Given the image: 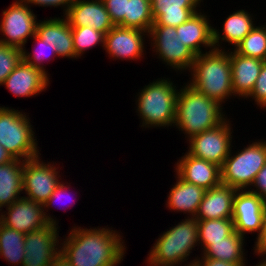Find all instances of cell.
<instances>
[{"instance_id": "603a6c76", "label": "cell", "mask_w": 266, "mask_h": 266, "mask_svg": "<svg viewBox=\"0 0 266 266\" xmlns=\"http://www.w3.org/2000/svg\"><path fill=\"white\" fill-rule=\"evenodd\" d=\"M230 50V63L232 68V90L238 99L246 98L255 85L262 65L265 61L242 56L233 49Z\"/></svg>"}, {"instance_id": "30bf717a", "label": "cell", "mask_w": 266, "mask_h": 266, "mask_svg": "<svg viewBox=\"0 0 266 266\" xmlns=\"http://www.w3.org/2000/svg\"><path fill=\"white\" fill-rule=\"evenodd\" d=\"M40 157L23 163V196L43 205L61 182V176L58 164L45 163Z\"/></svg>"}, {"instance_id": "44dd1931", "label": "cell", "mask_w": 266, "mask_h": 266, "mask_svg": "<svg viewBox=\"0 0 266 266\" xmlns=\"http://www.w3.org/2000/svg\"><path fill=\"white\" fill-rule=\"evenodd\" d=\"M153 25L178 27L199 11L203 0H150ZM198 8V9H197ZM197 9V10H196Z\"/></svg>"}, {"instance_id": "9a60e30c", "label": "cell", "mask_w": 266, "mask_h": 266, "mask_svg": "<svg viewBox=\"0 0 266 266\" xmlns=\"http://www.w3.org/2000/svg\"><path fill=\"white\" fill-rule=\"evenodd\" d=\"M0 211V222L23 234L44 228L49 223L44 214L43 205L21 197ZM3 211V212H2Z\"/></svg>"}, {"instance_id": "f1b7e54d", "label": "cell", "mask_w": 266, "mask_h": 266, "mask_svg": "<svg viewBox=\"0 0 266 266\" xmlns=\"http://www.w3.org/2000/svg\"><path fill=\"white\" fill-rule=\"evenodd\" d=\"M234 229L232 219L198 220V241L203 252L212 242L223 241Z\"/></svg>"}, {"instance_id": "8fae6325", "label": "cell", "mask_w": 266, "mask_h": 266, "mask_svg": "<svg viewBox=\"0 0 266 266\" xmlns=\"http://www.w3.org/2000/svg\"><path fill=\"white\" fill-rule=\"evenodd\" d=\"M229 120L227 117L218 126L189 138L187 152L221 167L233 147V129Z\"/></svg>"}, {"instance_id": "277c9868", "label": "cell", "mask_w": 266, "mask_h": 266, "mask_svg": "<svg viewBox=\"0 0 266 266\" xmlns=\"http://www.w3.org/2000/svg\"><path fill=\"white\" fill-rule=\"evenodd\" d=\"M178 88L170 78H158L145 85L136 96L137 115L145 128L174 127ZM138 96V97H137Z\"/></svg>"}, {"instance_id": "f6af8a7d", "label": "cell", "mask_w": 266, "mask_h": 266, "mask_svg": "<svg viewBox=\"0 0 266 266\" xmlns=\"http://www.w3.org/2000/svg\"><path fill=\"white\" fill-rule=\"evenodd\" d=\"M196 258H197V257H195V259H193L192 261L187 262L188 264H185V265H183V266H198V265L196 264ZM181 266H182V265H181Z\"/></svg>"}, {"instance_id": "484cf974", "label": "cell", "mask_w": 266, "mask_h": 266, "mask_svg": "<svg viewBox=\"0 0 266 266\" xmlns=\"http://www.w3.org/2000/svg\"><path fill=\"white\" fill-rule=\"evenodd\" d=\"M23 163L14 159L0 165V211L23 197Z\"/></svg>"}, {"instance_id": "ac0fdd59", "label": "cell", "mask_w": 266, "mask_h": 266, "mask_svg": "<svg viewBox=\"0 0 266 266\" xmlns=\"http://www.w3.org/2000/svg\"><path fill=\"white\" fill-rule=\"evenodd\" d=\"M64 17L71 27L89 26L105 34L114 27L102 0H74Z\"/></svg>"}, {"instance_id": "d6a6232c", "label": "cell", "mask_w": 266, "mask_h": 266, "mask_svg": "<svg viewBox=\"0 0 266 266\" xmlns=\"http://www.w3.org/2000/svg\"><path fill=\"white\" fill-rule=\"evenodd\" d=\"M32 39L35 41L33 42L35 43V47L33 48L32 53L26 51V48H23L22 60L33 67L41 69L49 76L47 73L48 71L45 69V65L43 63L44 61L48 62L49 59L51 60L52 58L54 60V58L57 57L56 49L50 43L45 42V40H42L36 34L32 37Z\"/></svg>"}, {"instance_id": "9c48e42d", "label": "cell", "mask_w": 266, "mask_h": 266, "mask_svg": "<svg viewBox=\"0 0 266 266\" xmlns=\"http://www.w3.org/2000/svg\"><path fill=\"white\" fill-rule=\"evenodd\" d=\"M0 21V42L8 46L25 48V44L36 34L38 23L37 16L31 7L23 0H15L13 3L2 10Z\"/></svg>"}, {"instance_id": "4316f807", "label": "cell", "mask_w": 266, "mask_h": 266, "mask_svg": "<svg viewBox=\"0 0 266 266\" xmlns=\"http://www.w3.org/2000/svg\"><path fill=\"white\" fill-rule=\"evenodd\" d=\"M245 237L234 231L223 241L212 242L202 253L200 257L226 261L229 263H246Z\"/></svg>"}, {"instance_id": "e575fe53", "label": "cell", "mask_w": 266, "mask_h": 266, "mask_svg": "<svg viewBox=\"0 0 266 266\" xmlns=\"http://www.w3.org/2000/svg\"><path fill=\"white\" fill-rule=\"evenodd\" d=\"M67 184V185H66ZM66 185V186H65ZM71 185H70V183H69V185H68V182L67 183H65L64 181H62L61 180V182L59 183V185L56 187V189L53 191V193L51 194V196L48 198V200L43 204V208H44V214H45V217H46V219H47V221H48V223L49 224H54V225H57V226H59L58 224V220L56 219V217H55V219L53 218L54 216H52V215H50V213H47L48 212V209L51 207H53L52 205H55V203L58 201V202H60L61 201V203H65L64 205H66V200L64 201V199H70L71 200V206H68V204H67V206L68 207H72L75 203H73V202H75L74 201V199H71V197H69L71 194H72V192H70V187ZM69 191V192H68ZM74 196V195H73ZM75 197V196H74ZM76 199V198H75ZM69 202V201H68ZM72 203H73V205H72ZM69 204H70V202H69ZM66 206V207H67ZM59 207V206H58ZM46 208V209H45ZM63 208H64V206H63ZM61 210V209H60ZM46 211V212H45Z\"/></svg>"}, {"instance_id": "7c38bea8", "label": "cell", "mask_w": 266, "mask_h": 266, "mask_svg": "<svg viewBox=\"0 0 266 266\" xmlns=\"http://www.w3.org/2000/svg\"><path fill=\"white\" fill-rule=\"evenodd\" d=\"M59 228L57 225L48 224L25 235V255L22 266L52 265L60 255Z\"/></svg>"}, {"instance_id": "ba28073f", "label": "cell", "mask_w": 266, "mask_h": 266, "mask_svg": "<svg viewBox=\"0 0 266 266\" xmlns=\"http://www.w3.org/2000/svg\"><path fill=\"white\" fill-rule=\"evenodd\" d=\"M155 55L162 63L168 65L179 73L190 71L195 61L196 55L186 47L179 35L176 27L165 25H152L148 37Z\"/></svg>"}, {"instance_id": "1f68e13d", "label": "cell", "mask_w": 266, "mask_h": 266, "mask_svg": "<svg viewBox=\"0 0 266 266\" xmlns=\"http://www.w3.org/2000/svg\"><path fill=\"white\" fill-rule=\"evenodd\" d=\"M105 33L95 30L89 26L72 27L73 44L75 55L79 59L84 55L85 51L96 47L105 45Z\"/></svg>"}, {"instance_id": "4dcf8cb0", "label": "cell", "mask_w": 266, "mask_h": 266, "mask_svg": "<svg viewBox=\"0 0 266 266\" xmlns=\"http://www.w3.org/2000/svg\"><path fill=\"white\" fill-rule=\"evenodd\" d=\"M153 23L150 0H127L125 27L149 32Z\"/></svg>"}, {"instance_id": "f35d334b", "label": "cell", "mask_w": 266, "mask_h": 266, "mask_svg": "<svg viewBox=\"0 0 266 266\" xmlns=\"http://www.w3.org/2000/svg\"><path fill=\"white\" fill-rule=\"evenodd\" d=\"M256 189H254V188ZM266 201V164L257 173L252 185L248 189Z\"/></svg>"}, {"instance_id": "6da1fadb", "label": "cell", "mask_w": 266, "mask_h": 266, "mask_svg": "<svg viewBox=\"0 0 266 266\" xmlns=\"http://www.w3.org/2000/svg\"><path fill=\"white\" fill-rule=\"evenodd\" d=\"M119 231L111 227L73 226L60 241V255L71 266H117L126 253Z\"/></svg>"}, {"instance_id": "d4e9b609", "label": "cell", "mask_w": 266, "mask_h": 266, "mask_svg": "<svg viewBox=\"0 0 266 266\" xmlns=\"http://www.w3.org/2000/svg\"><path fill=\"white\" fill-rule=\"evenodd\" d=\"M175 176L177 181L172 185L165 205L171 211L195 217L206 190L182 180L177 174Z\"/></svg>"}, {"instance_id": "f546056e", "label": "cell", "mask_w": 266, "mask_h": 266, "mask_svg": "<svg viewBox=\"0 0 266 266\" xmlns=\"http://www.w3.org/2000/svg\"><path fill=\"white\" fill-rule=\"evenodd\" d=\"M236 53L266 61V24L255 26L235 48Z\"/></svg>"}, {"instance_id": "836d02e7", "label": "cell", "mask_w": 266, "mask_h": 266, "mask_svg": "<svg viewBox=\"0 0 266 266\" xmlns=\"http://www.w3.org/2000/svg\"><path fill=\"white\" fill-rule=\"evenodd\" d=\"M22 60V49L0 42V86Z\"/></svg>"}, {"instance_id": "83f0119b", "label": "cell", "mask_w": 266, "mask_h": 266, "mask_svg": "<svg viewBox=\"0 0 266 266\" xmlns=\"http://www.w3.org/2000/svg\"><path fill=\"white\" fill-rule=\"evenodd\" d=\"M25 235L0 222V258L10 265L22 266L25 250Z\"/></svg>"}, {"instance_id": "d590c367", "label": "cell", "mask_w": 266, "mask_h": 266, "mask_svg": "<svg viewBox=\"0 0 266 266\" xmlns=\"http://www.w3.org/2000/svg\"><path fill=\"white\" fill-rule=\"evenodd\" d=\"M114 26L125 27L127 0H102Z\"/></svg>"}, {"instance_id": "4fadbf2b", "label": "cell", "mask_w": 266, "mask_h": 266, "mask_svg": "<svg viewBox=\"0 0 266 266\" xmlns=\"http://www.w3.org/2000/svg\"><path fill=\"white\" fill-rule=\"evenodd\" d=\"M266 209V201L248 189L237 190L233 199L232 220L234 229L240 235L256 233L262 230V221Z\"/></svg>"}, {"instance_id": "8992f818", "label": "cell", "mask_w": 266, "mask_h": 266, "mask_svg": "<svg viewBox=\"0 0 266 266\" xmlns=\"http://www.w3.org/2000/svg\"><path fill=\"white\" fill-rule=\"evenodd\" d=\"M28 116L21 110L0 106V144L14 159L22 161L41 155Z\"/></svg>"}, {"instance_id": "7a4b0ae2", "label": "cell", "mask_w": 266, "mask_h": 266, "mask_svg": "<svg viewBox=\"0 0 266 266\" xmlns=\"http://www.w3.org/2000/svg\"><path fill=\"white\" fill-rule=\"evenodd\" d=\"M225 49H213L196 56L189 71V85L208 98L223 103L234 96L232 90V68L230 52ZM231 97V98H230Z\"/></svg>"}, {"instance_id": "2e32d148", "label": "cell", "mask_w": 266, "mask_h": 266, "mask_svg": "<svg viewBox=\"0 0 266 266\" xmlns=\"http://www.w3.org/2000/svg\"><path fill=\"white\" fill-rule=\"evenodd\" d=\"M49 77L41 69L21 60L2 85L15 97H34L46 91L50 84Z\"/></svg>"}, {"instance_id": "b9f144b4", "label": "cell", "mask_w": 266, "mask_h": 266, "mask_svg": "<svg viewBox=\"0 0 266 266\" xmlns=\"http://www.w3.org/2000/svg\"><path fill=\"white\" fill-rule=\"evenodd\" d=\"M14 158L9 154L6 149L0 144V165L13 161Z\"/></svg>"}, {"instance_id": "7bdbcfd3", "label": "cell", "mask_w": 266, "mask_h": 266, "mask_svg": "<svg viewBox=\"0 0 266 266\" xmlns=\"http://www.w3.org/2000/svg\"><path fill=\"white\" fill-rule=\"evenodd\" d=\"M51 266H71L69 264V262L64 258L62 257L61 255H59L52 263Z\"/></svg>"}, {"instance_id": "5b68a950", "label": "cell", "mask_w": 266, "mask_h": 266, "mask_svg": "<svg viewBox=\"0 0 266 266\" xmlns=\"http://www.w3.org/2000/svg\"><path fill=\"white\" fill-rule=\"evenodd\" d=\"M198 241V220L187 217L163 232L151 247L148 266H179L189 259Z\"/></svg>"}, {"instance_id": "8d00e7d4", "label": "cell", "mask_w": 266, "mask_h": 266, "mask_svg": "<svg viewBox=\"0 0 266 266\" xmlns=\"http://www.w3.org/2000/svg\"><path fill=\"white\" fill-rule=\"evenodd\" d=\"M252 98L259 106L260 109L266 110V61L262 65V69L258 78L256 79L255 85L251 93L245 98Z\"/></svg>"}, {"instance_id": "5bb4252c", "label": "cell", "mask_w": 266, "mask_h": 266, "mask_svg": "<svg viewBox=\"0 0 266 266\" xmlns=\"http://www.w3.org/2000/svg\"><path fill=\"white\" fill-rule=\"evenodd\" d=\"M147 36L148 32L141 29L114 26L105 35L104 50L113 60L141 61Z\"/></svg>"}, {"instance_id": "e0dca14e", "label": "cell", "mask_w": 266, "mask_h": 266, "mask_svg": "<svg viewBox=\"0 0 266 266\" xmlns=\"http://www.w3.org/2000/svg\"><path fill=\"white\" fill-rule=\"evenodd\" d=\"M175 174L182 180L197 185L205 190L221 184L220 166L215 163L194 157L188 152L175 165Z\"/></svg>"}, {"instance_id": "ffe728a7", "label": "cell", "mask_w": 266, "mask_h": 266, "mask_svg": "<svg viewBox=\"0 0 266 266\" xmlns=\"http://www.w3.org/2000/svg\"><path fill=\"white\" fill-rule=\"evenodd\" d=\"M61 17L39 20L36 26V35L56 49L58 58L77 59L73 44L72 27L64 16Z\"/></svg>"}, {"instance_id": "d6986e66", "label": "cell", "mask_w": 266, "mask_h": 266, "mask_svg": "<svg viewBox=\"0 0 266 266\" xmlns=\"http://www.w3.org/2000/svg\"><path fill=\"white\" fill-rule=\"evenodd\" d=\"M213 28L209 16L204 11L202 14L201 10H199L186 22L176 27V32L182 43L197 56L208 52V48L209 51L215 49ZM201 47H204L205 51H202Z\"/></svg>"}, {"instance_id": "74e56055", "label": "cell", "mask_w": 266, "mask_h": 266, "mask_svg": "<svg viewBox=\"0 0 266 266\" xmlns=\"http://www.w3.org/2000/svg\"><path fill=\"white\" fill-rule=\"evenodd\" d=\"M25 3H27L30 7L33 5L41 6V7H54L59 8L62 7L63 9V16L68 11V8L71 6L74 0H23ZM59 6V7H58Z\"/></svg>"}, {"instance_id": "ab89813d", "label": "cell", "mask_w": 266, "mask_h": 266, "mask_svg": "<svg viewBox=\"0 0 266 266\" xmlns=\"http://www.w3.org/2000/svg\"><path fill=\"white\" fill-rule=\"evenodd\" d=\"M254 243V254L266 253V209L263 216L261 233L256 237V242Z\"/></svg>"}, {"instance_id": "52a82bcc", "label": "cell", "mask_w": 266, "mask_h": 266, "mask_svg": "<svg viewBox=\"0 0 266 266\" xmlns=\"http://www.w3.org/2000/svg\"><path fill=\"white\" fill-rule=\"evenodd\" d=\"M220 167L221 183L237 190L249 189L257 173L266 164V140L253 141L242 150L233 153Z\"/></svg>"}, {"instance_id": "60d3db41", "label": "cell", "mask_w": 266, "mask_h": 266, "mask_svg": "<svg viewBox=\"0 0 266 266\" xmlns=\"http://www.w3.org/2000/svg\"><path fill=\"white\" fill-rule=\"evenodd\" d=\"M196 264L198 266H246V263H229L226 261L215 260L197 256Z\"/></svg>"}, {"instance_id": "7402d4cb", "label": "cell", "mask_w": 266, "mask_h": 266, "mask_svg": "<svg viewBox=\"0 0 266 266\" xmlns=\"http://www.w3.org/2000/svg\"><path fill=\"white\" fill-rule=\"evenodd\" d=\"M236 191L237 189L222 183L206 190L194 218L196 220L232 219Z\"/></svg>"}, {"instance_id": "3957f363", "label": "cell", "mask_w": 266, "mask_h": 266, "mask_svg": "<svg viewBox=\"0 0 266 266\" xmlns=\"http://www.w3.org/2000/svg\"><path fill=\"white\" fill-rule=\"evenodd\" d=\"M180 87L176 99V119L174 126L185 135L186 140L212 129L226 118L224 107L208 98L188 83ZM224 113V114H223Z\"/></svg>"}, {"instance_id": "ee69618b", "label": "cell", "mask_w": 266, "mask_h": 266, "mask_svg": "<svg viewBox=\"0 0 266 266\" xmlns=\"http://www.w3.org/2000/svg\"><path fill=\"white\" fill-rule=\"evenodd\" d=\"M256 255L261 257V259H260L261 261H259L258 264H256V266H266V253L256 254Z\"/></svg>"}, {"instance_id": "cb8c5ba5", "label": "cell", "mask_w": 266, "mask_h": 266, "mask_svg": "<svg viewBox=\"0 0 266 266\" xmlns=\"http://www.w3.org/2000/svg\"><path fill=\"white\" fill-rule=\"evenodd\" d=\"M254 20L253 14L251 15L245 9L236 10L228 15L222 24L223 33H221L219 29L213 28V43L215 49L223 50L221 46L223 42H228V45L232 44V47L235 48L256 26Z\"/></svg>"}]
</instances>
